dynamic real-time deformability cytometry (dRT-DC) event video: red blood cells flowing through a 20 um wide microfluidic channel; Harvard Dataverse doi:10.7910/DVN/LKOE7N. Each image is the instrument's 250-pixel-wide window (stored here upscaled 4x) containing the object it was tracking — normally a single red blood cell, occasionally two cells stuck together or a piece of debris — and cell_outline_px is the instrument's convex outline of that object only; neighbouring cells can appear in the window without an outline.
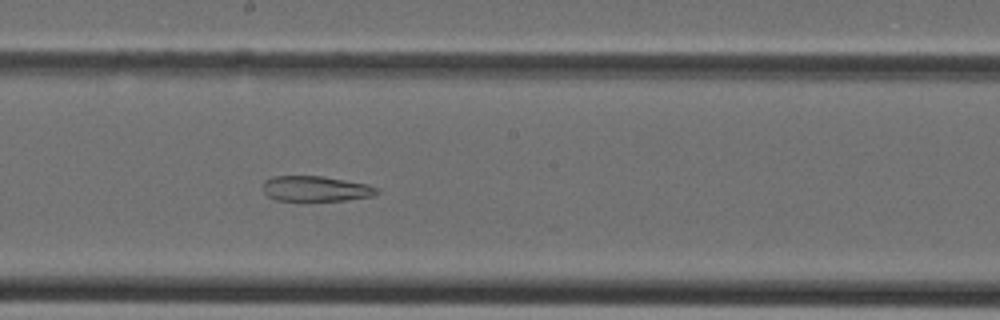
{"species": "Egyptian fruit bat (a non-hibernating species)", "species_latin": "Rousettus aegyptiacus", "temperature_condition": "cold", "stored_images_in_passage": 29, "camera_frame_rate_fps": 3000, "um_per_image_px": 0.085, "animal": {"sex": "female"}, "frame": {"image": 1, "passage_image": 12, "time_ms": 3.667, "image_size_px": [1000, 320], "cell_outline_px": [[380, 192], [372, 196], [344, 200], [276, 200], [268, 196], [264, 192], [264, 180], [272, 176], [320, 176], [368, 184], [380, 188]], "centroid_in_image_um": [26.86, 16.03], "position_along_channel_um": 221.3, "area_um2": 16.7}}
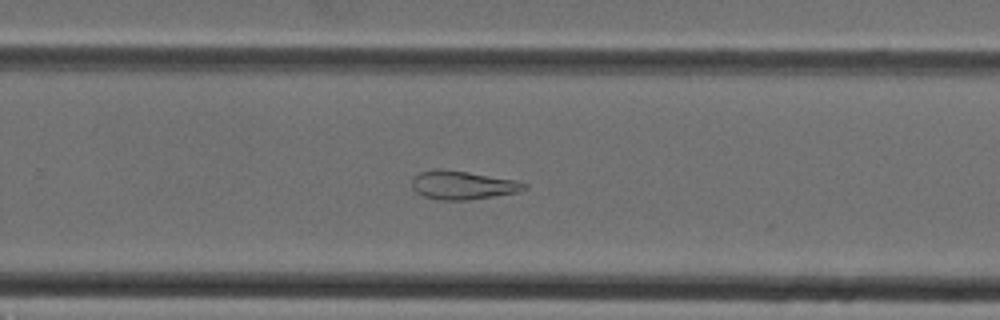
{"frame": {"image": 2, "passage_image": 16, "time_ms": 5.0, "image_size_px": [1000, 320], "cell_outline_px": [[528, 188], [520, 192], [468, 200], [436, 200], [424, 196], [416, 192], [412, 188], [412, 180], [420, 172], [436, 168], [440, 168], [468, 172], [516, 180], [528, 184]], "centroid_in_image_um": [39.34, 15.74], "position_along_channel_um": 290.5, "area_um2": 18.84}}
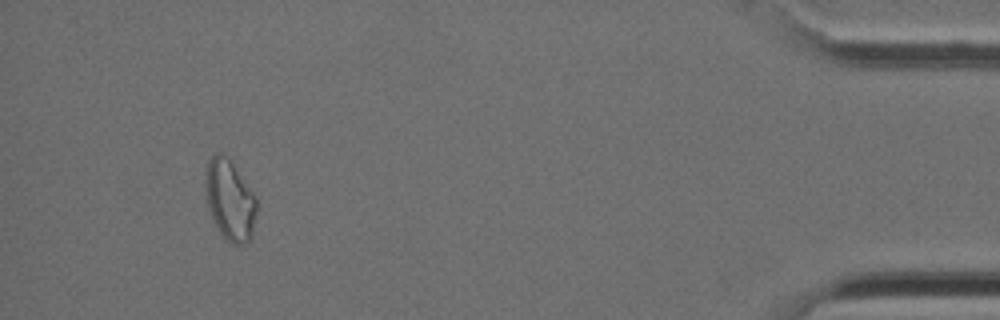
{"frame": {"image": 3, "passage_image": 27, "time_ms": 8.667, "image_size_px": [1000, 320], "cell_outline_px": [[256, 216], [252, 232], [248, 244], [232, 244], [220, 232], [212, 220], [208, 208], [204, 188], [204, 180], [208, 160], [216, 152], [220, 152], [232, 164], [256, 196]], "centroid_in_image_um": [19.51, 17.02], "position_along_channel_um": 415.7, "area_um2": 23.93}}